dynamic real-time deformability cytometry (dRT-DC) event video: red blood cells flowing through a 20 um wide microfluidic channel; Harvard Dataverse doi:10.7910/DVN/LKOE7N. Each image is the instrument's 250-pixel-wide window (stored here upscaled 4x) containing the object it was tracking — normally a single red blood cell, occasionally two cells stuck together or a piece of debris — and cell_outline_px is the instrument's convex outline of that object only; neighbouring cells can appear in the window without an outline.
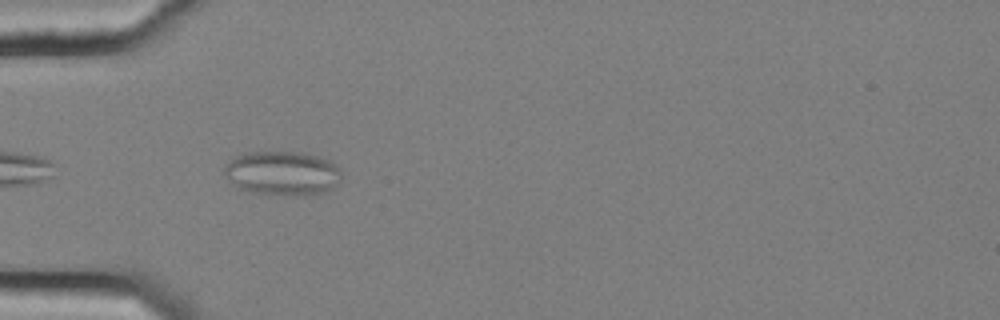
{"species": "common noctule bat (a hibernating species)", "species_latin": "Nyctalus noctula", "temperature_condition": "cold", "stored_images_in_passage": 8, "camera_frame_rate_fps": 3000, "um_per_image_px": 0.085, "animal": {"sex": "female", "body_mass_g": 25.1}, "frame": {"image": 1, "passage_image": 2, "time_ms": 0.333, "image_size_px": [1000, 320], "cell_outline_px": [[340, 180], [332, 188], [324, 192], [304, 196], [252, 192], [240, 188], [232, 184], [224, 172], [224, 164], [236, 156], [244, 152], [300, 152], [316, 156], [328, 160], [336, 164], [340, 168]], "centroid_in_image_um": [24.0, 14.71], "position_along_channel_um": 61.0, "area_um2": 30.11}}